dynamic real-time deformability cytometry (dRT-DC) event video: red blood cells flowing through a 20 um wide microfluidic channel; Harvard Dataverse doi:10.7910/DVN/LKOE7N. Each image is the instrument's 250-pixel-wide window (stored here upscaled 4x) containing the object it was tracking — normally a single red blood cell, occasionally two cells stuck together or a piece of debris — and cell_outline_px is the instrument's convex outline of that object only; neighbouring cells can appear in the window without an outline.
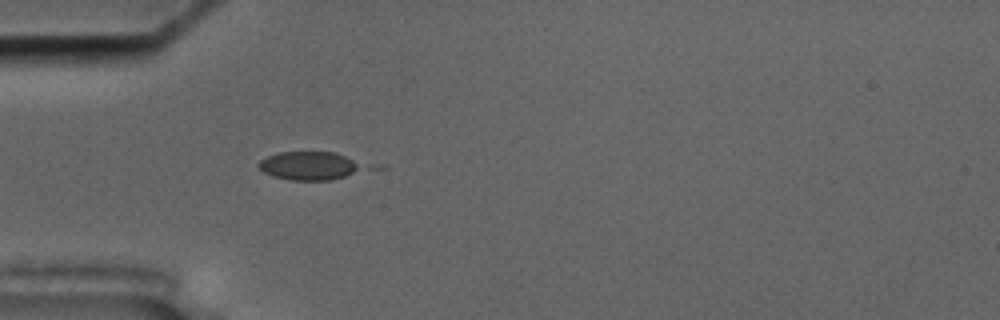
{"species": "common noctule bat (a hibernating species)", "species_latin": "Nyctalus noctula", "temperature_condition": "cold", "stored_images_in_passage": 49, "segment_of_instrument_passage": [1, 2], "camera_frame_rate_fps": 3000, "um_per_image_px": 0.085, "animal": {"sex": "male", "body_mass_g": 17.5, "forearm_length_mm": 52.3}, "frame": {"image": 1, "passage_image": 9, "time_ms": 2.667, "image_size_px": [1000, 320], "cell_outline_px": [[360, 168], [344, 176], [328, 180], [292, 180], [276, 176], [264, 172], [256, 164], [260, 160], [268, 156], [280, 152], [336, 152], [360, 164]], "centroid_in_image_um": [26.19, 14.07], "position_along_channel_um": 58.8, "area_um2": 16.59}}
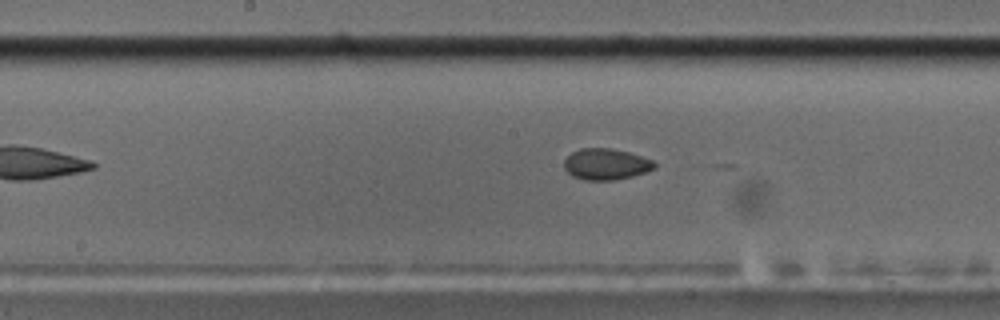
{"frame": {"image": 2, "passage_image": 21, "time_ms": 6.667, "image_size_px": [1000, 320], "cell_outline_px": [[656, 168], [632, 176], [612, 180], [584, 180], [572, 176], [564, 168], [564, 160], [572, 152], [580, 148], [608, 148], [628, 152], [652, 160], [656, 164]], "centroid_in_image_um": [51.48, 13.95], "position_along_channel_um": 196.7, "area_um2": 16.3}}
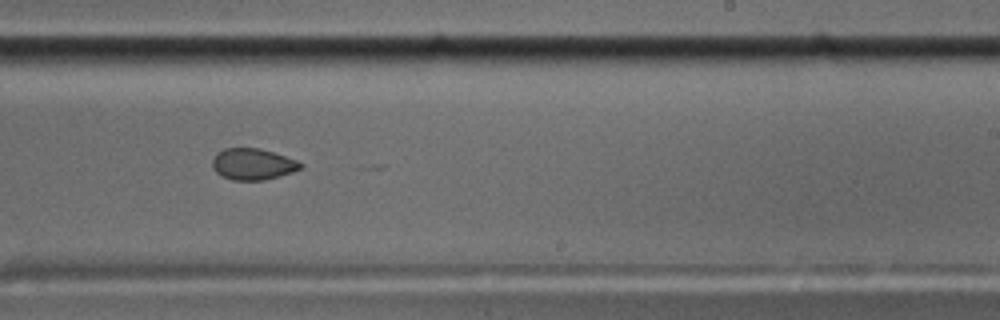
{"frame": {"image": 3, "passage_image": 27, "time_ms": 8.667, "image_size_px": [1000, 320], "cell_outline_px": [[304, 164], [300, 168], [292, 172], [264, 180], [232, 180], [220, 176], [212, 168], [212, 160], [224, 148], [260, 148], [296, 160]], "centroid_in_image_um": [21.47, 13.96], "position_along_channel_um": 267.5, "area_um2": 15.95}}